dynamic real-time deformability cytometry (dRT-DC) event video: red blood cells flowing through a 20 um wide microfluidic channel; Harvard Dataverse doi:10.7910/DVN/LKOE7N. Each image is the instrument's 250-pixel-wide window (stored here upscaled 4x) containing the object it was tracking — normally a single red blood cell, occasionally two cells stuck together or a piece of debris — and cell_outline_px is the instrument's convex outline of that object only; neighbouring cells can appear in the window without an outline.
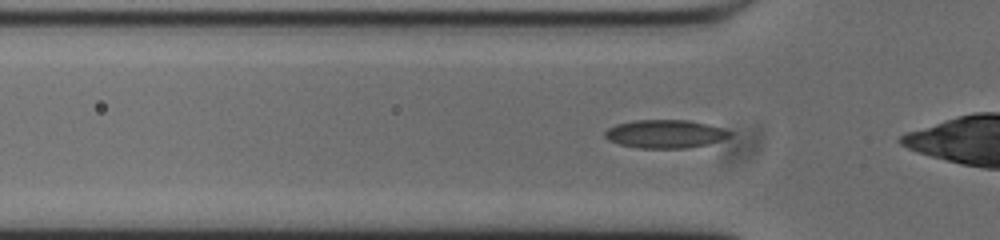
{"species": "common noctule bat (a hibernating species)", "species_latin": "Nyctalus noctula", "temperature_condition": "cold", "stored_images_in_passage": 33, "camera_frame_rate_fps": 3000, "um_per_image_px": 0.085, "animal": {"sex": "male", "body_mass_g": 20.0, "forearm_length_mm": 53.3}, "frame": {"image": 1, "passage_image": 7, "time_ms": 2.0, "image_size_px": [1000, 240], "cell_outline_px": [[732, 136], [708, 144], [688, 148], [640, 148], [620, 144], [608, 140], [604, 136], [604, 132], [608, 128], [616, 124], [636, 120], [688, 120], [708, 124], [724, 128], [732, 132]], "centroid_in_image_um": [56.56, 11.38], "position_along_channel_um": 69.2, "area_um2": 20.63}}
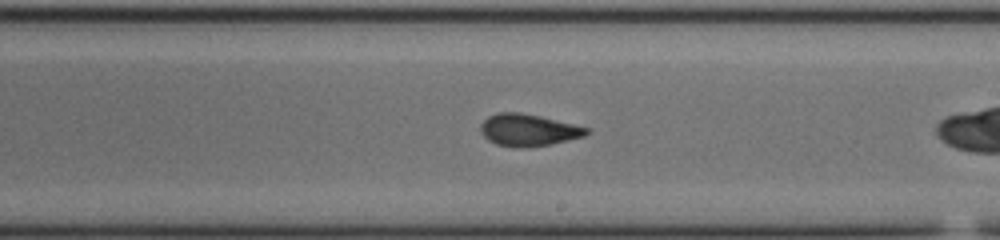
{"frame": {"image": 2, "passage_image": 21, "time_ms": 6.667, "image_size_px": [1000, 240], "cell_outline_px": [[588, 132], [584, 136], [552, 144], [520, 148], [496, 144], [488, 140], [480, 132], [480, 124], [488, 116], [496, 112], [520, 112], [540, 116], [588, 128]], "centroid_in_image_um": [44.85, 11.05], "position_along_channel_um": 244.1, "area_um2": 19.65}}
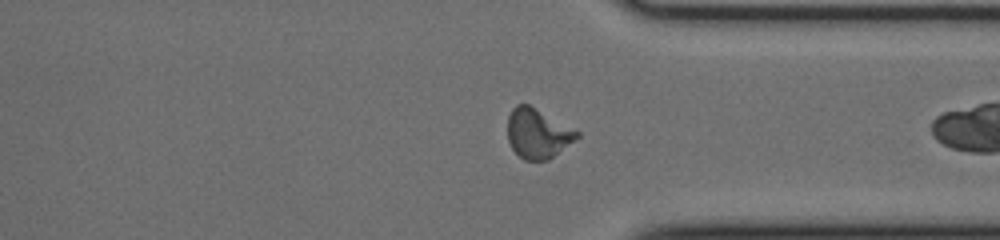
{"frame": {"image": 3, "passage_image": 31, "time_ms": 10.0, "image_size_px": [1000, 240], "cell_outline_px": [[580, 136], [548, 160], [524, 160], [512, 148], [508, 140], [508, 116], [512, 108], [516, 104], [528, 104], [580, 132]], "centroid_in_image_um": [45.69, 11.34], "position_along_channel_um": 365.7, "area_um2": 19.83}}